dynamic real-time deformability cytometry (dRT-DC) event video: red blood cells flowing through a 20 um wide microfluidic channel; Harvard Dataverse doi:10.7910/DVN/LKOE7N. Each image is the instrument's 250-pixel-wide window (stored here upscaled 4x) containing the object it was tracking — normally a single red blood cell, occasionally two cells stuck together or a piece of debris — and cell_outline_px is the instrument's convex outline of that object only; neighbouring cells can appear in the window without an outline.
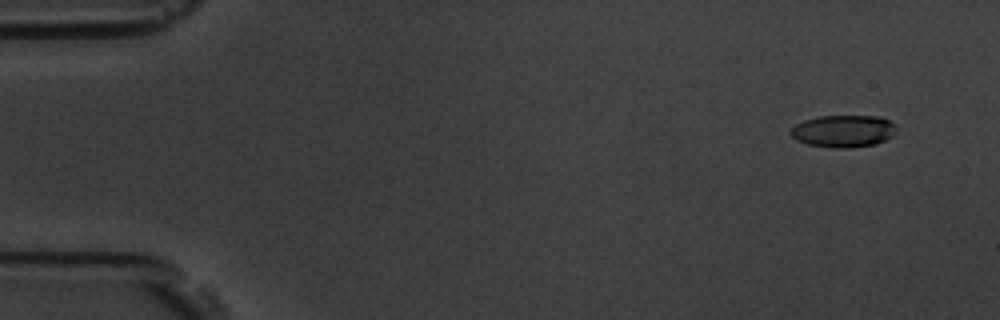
{"species": "common noctule bat (a hibernating species)", "species_latin": "Nyctalus noctula", "temperature_condition": "room temperature", "stored_images_in_passage": 7, "camera_frame_rate_fps": 3000, "um_per_image_px": 0.085, "animal": {"sex": "male", "body_mass_g": 19.5, "forearm_length_mm": 54.6}, "frame": {"image": 1, "passage_image": 2, "time_ms": 1.333, "image_size_px": [1000, 320], "cell_outline_px": [[896, 128], [892, 136], [876, 144], [848, 148], [836, 148], [808, 144], [796, 140], [788, 132], [796, 124], [804, 120], [820, 116], [876, 116], [888, 120], [896, 124]], "centroid_in_image_um": [71.68, 11.14], "position_along_channel_um": 13.3, "area_um2": 19.77}}
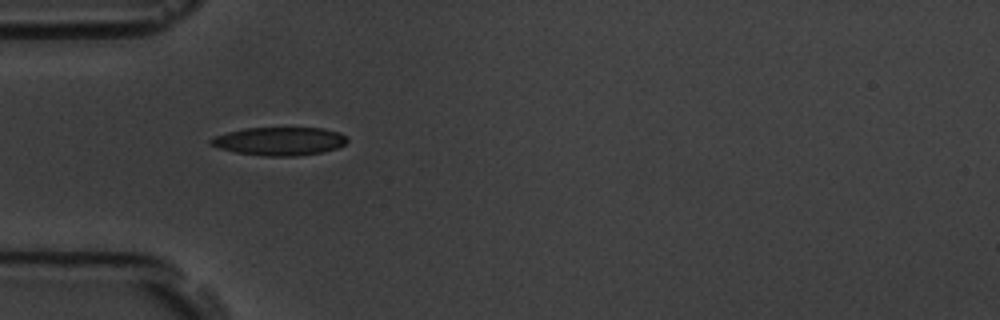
{"frame": {"image": 2, "passage_image": 6, "time_ms": 6.0, "image_size_px": [1000, 320], "cell_outline_px": [[348, 140], [344, 144], [336, 148], [324, 152], [296, 156], [264, 156], [236, 152], [220, 148], [208, 144], [208, 140], [216, 136], [228, 132], [244, 128], [324, 128], [340, 132]], "centroid_in_image_um": [23.75, 12.0], "position_along_channel_um": 61.2, "area_um2": 22.43}}
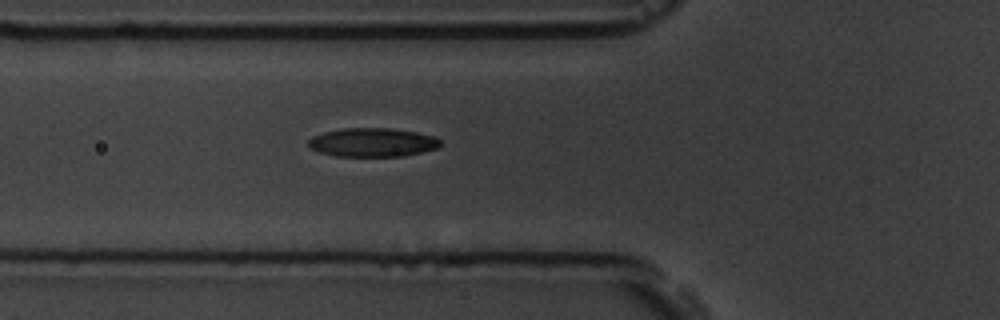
{"frame": {"image": 3, "passage_image": 7, "time_ms": 7.0, "image_size_px": [1000, 320], "cell_outline_px": [[440, 144], [436, 148], [404, 156], [336, 156], [320, 152], [308, 148], [308, 140], [312, 136], [324, 132], [344, 128], [392, 128], [416, 132], [432, 136], [440, 140]], "centroid_in_image_um": [31.61, 12.1], "position_along_channel_um": 94.2, "area_um2": 22.02}}